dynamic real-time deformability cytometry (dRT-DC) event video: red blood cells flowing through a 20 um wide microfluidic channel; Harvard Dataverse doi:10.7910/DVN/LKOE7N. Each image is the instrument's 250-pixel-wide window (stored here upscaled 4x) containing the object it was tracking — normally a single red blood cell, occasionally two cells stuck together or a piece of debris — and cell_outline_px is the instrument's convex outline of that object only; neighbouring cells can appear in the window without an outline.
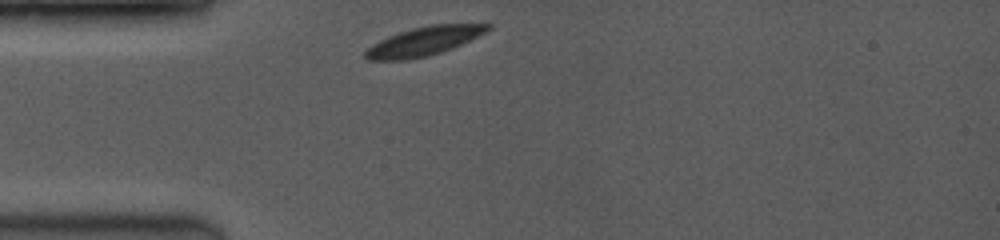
{"species": "common noctule bat (a hibernating species)", "species_latin": "Nyctalus noctula", "temperature_condition": "room temperature", "stored_images_in_passage": 27, "camera_frame_rate_fps": 3500, "um_per_image_px": 0.085, "animal": {"sex": "female", "body_mass_g": 19.0, "forearm_length_mm": 53.3}, "frame": {"image": 1, "passage_image": 1, "time_ms": 0.0, "image_size_px": [1000, 240], "cell_outline_px": [[492, 28], [488, 32], [452, 48], [428, 56], [404, 60], [368, 60], [364, 56], [364, 52], [372, 44], [388, 36], [412, 28], [432, 24], [492, 24]], "centroid_in_image_um": [36.05, 3.5], "position_along_channel_um": 49.0, "area_um2": 20.52}}
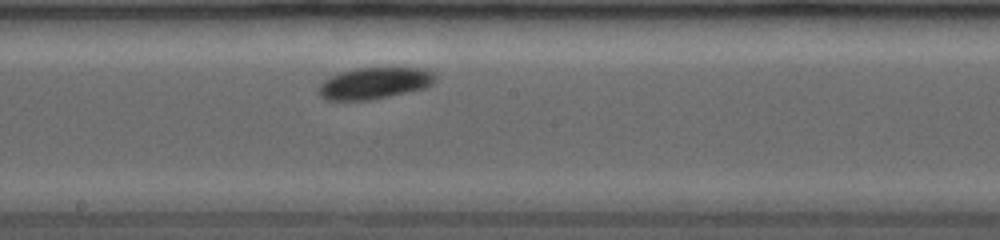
{"frame": {"image": 2, "passage_image": 12, "time_ms": 4.571, "image_size_px": [1000, 240], "cell_outline_px": [[436, 80], [432, 84], [424, 88], [408, 92], [372, 100], [324, 100], [320, 96], [320, 84], [324, 80], [340, 72], [356, 68], [420, 68], [432, 72], [436, 76]], "centroid_in_image_um": [31.83, 7.08], "position_along_channel_um": 216.4, "area_um2": 21.33}}
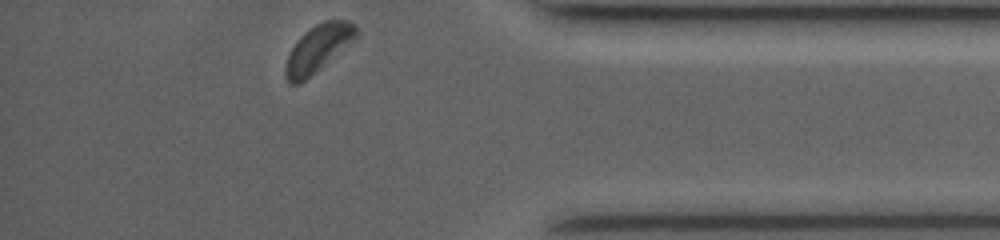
{"frame": {"image": 3, "passage_image": 27, "time_ms": 9.714, "image_size_px": [1000, 240], "cell_outline_px": [[360, 32], [352, 40], [304, 80], [296, 84], [288, 84], [284, 76], [284, 68], [288, 56], [292, 48], [304, 32], [316, 24], [324, 20], [348, 20]], "centroid_in_image_um": [26.98, 4.1], "position_along_channel_um": 408.2, "area_um2": 18.61}, "authors_computed_cell_mechanics": {"area_um2": 21.3282, "velocity_mm_per_s": 3.9527, "shape_relaxation_time_tau1_ms": 0.8733, "shape_relaxation_time_tau2_ms": null, "deformation_change_tau1": 0.0528, "deformation_change_tau2": null}}